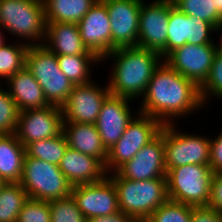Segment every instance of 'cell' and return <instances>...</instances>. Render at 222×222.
Masks as SVG:
<instances>
[{"instance_id": "cell-3", "label": "cell", "mask_w": 222, "mask_h": 222, "mask_svg": "<svg viewBox=\"0 0 222 222\" xmlns=\"http://www.w3.org/2000/svg\"><path fill=\"white\" fill-rule=\"evenodd\" d=\"M117 191L118 208L134 222H145L168 200L166 178L132 181L117 172L107 174Z\"/></svg>"}, {"instance_id": "cell-19", "label": "cell", "mask_w": 222, "mask_h": 222, "mask_svg": "<svg viewBox=\"0 0 222 222\" xmlns=\"http://www.w3.org/2000/svg\"><path fill=\"white\" fill-rule=\"evenodd\" d=\"M59 168L72 186L95 183L107 175L104 165L97 158L69 147L65 150Z\"/></svg>"}, {"instance_id": "cell-26", "label": "cell", "mask_w": 222, "mask_h": 222, "mask_svg": "<svg viewBox=\"0 0 222 222\" xmlns=\"http://www.w3.org/2000/svg\"><path fill=\"white\" fill-rule=\"evenodd\" d=\"M28 195L19 182L5 183L0 191V222H17Z\"/></svg>"}, {"instance_id": "cell-16", "label": "cell", "mask_w": 222, "mask_h": 222, "mask_svg": "<svg viewBox=\"0 0 222 222\" xmlns=\"http://www.w3.org/2000/svg\"><path fill=\"white\" fill-rule=\"evenodd\" d=\"M122 178L143 181L166 178L163 134H159L116 171Z\"/></svg>"}, {"instance_id": "cell-28", "label": "cell", "mask_w": 222, "mask_h": 222, "mask_svg": "<svg viewBox=\"0 0 222 222\" xmlns=\"http://www.w3.org/2000/svg\"><path fill=\"white\" fill-rule=\"evenodd\" d=\"M18 42V43H17ZM15 43L4 44L0 48V81H5L25 66L28 45L20 39Z\"/></svg>"}, {"instance_id": "cell-29", "label": "cell", "mask_w": 222, "mask_h": 222, "mask_svg": "<svg viewBox=\"0 0 222 222\" xmlns=\"http://www.w3.org/2000/svg\"><path fill=\"white\" fill-rule=\"evenodd\" d=\"M188 39V15L175 6L170 10L166 42V56L173 50L185 45Z\"/></svg>"}, {"instance_id": "cell-24", "label": "cell", "mask_w": 222, "mask_h": 222, "mask_svg": "<svg viewBox=\"0 0 222 222\" xmlns=\"http://www.w3.org/2000/svg\"><path fill=\"white\" fill-rule=\"evenodd\" d=\"M47 22L75 23L98 2V0H43Z\"/></svg>"}, {"instance_id": "cell-30", "label": "cell", "mask_w": 222, "mask_h": 222, "mask_svg": "<svg viewBox=\"0 0 222 222\" xmlns=\"http://www.w3.org/2000/svg\"><path fill=\"white\" fill-rule=\"evenodd\" d=\"M172 2L180 12L210 22L214 27L222 22V17L214 9V0H172Z\"/></svg>"}, {"instance_id": "cell-9", "label": "cell", "mask_w": 222, "mask_h": 222, "mask_svg": "<svg viewBox=\"0 0 222 222\" xmlns=\"http://www.w3.org/2000/svg\"><path fill=\"white\" fill-rule=\"evenodd\" d=\"M176 125L167 124L160 129L164 141L166 172L187 164L209 165L210 137L181 132Z\"/></svg>"}, {"instance_id": "cell-18", "label": "cell", "mask_w": 222, "mask_h": 222, "mask_svg": "<svg viewBox=\"0 0 222 222\" xmlns=\"http://www.w3.org/2000/svg\"><path fill=\"white\" fill-rule=\"evenodd\" d=\"M77 25L85 47L103 60L111 52V26L106 5L98 0Z\"/></svg>"}, {"instance_id": "cell-14", "label": "cell", "mask_w": 222, "mask_h": 222, "mask_svg": "<svg viewBox=\"0 0 222 222\" xmlns=\"http://www.w3.org/2000/svg\"><path fill=\"white\" fill-rule=\"evenodd\" d=\"M216 54L214 44H189L171 51L163 61L200 87L208 77Z\"/></svg>"}, {"instance_id": "cell-41", "label": "cell", "mask_w": 222, "mask_h": 222, "mask_svg": "<svg viewBox=\"0 0 222 222\" xmlns=\"http://www.w3.org/2000/svg\"><path fill=\"white\" fill-rule=\"evenodd\" d=\"M221 30H222V22L214 27V32H216V34H217V32L218 33L221 32V34H220L221 36L218 38V39H220V41L216 43L215 40H214L215 50H216V52L222 54V31Z\"/></svg>"}, {"instance_id": "cell-12", "label": "cell", "mask_w": 222, "mask_h": 222, "mask_svg": "<svg viewBox=\"0 0 222 222\" xmlns=\"http://www.w3.org/2000/svg\"><path fill=\"white\" fill-rule=\"evenodd\" d=\"M111 26V52L120 47H138L140 9L143 0H101Z\"/></svg>"}, {"instance_id": "cell-20", "label": "cell", "mask_w": 222, "mask_h": 222, "mask_svg": "<svg viewBox=\"0 0 222 222\" xmlns=\"http://www.w3.org/2000/svg\"><path fill=\"white\" fill-rule=\"evenodd\" d=\"M3 82L7 83L9 94L16 103L19 112L45 108L50 105L40 84L26 66Z\"/></svg>"}, {"instance_id": "cell-6", "label": "cell", "mask_w": 222, "mask_h": 222, "mask_svg": "<svg viewBox=\"0 0 222 222\" xmlns=\"http://www.w3.org/2000/svg\"><path fill=\"white\" fill-rule=\"evenodd\" d=\"M19 183L30 199L43 201L69 197L73 188L59 166L27 154Z\"/></svg>"}, {"instance_id": "cell-17", "label": "cell", "mask_w": 222, "mask_h": 222, "mask_svg": "<svg viewBox=\"0 0 222 222\" xmlns=\"http://www.w3.org/2000/svg\"><path fill=\"white\" fill-rule=\"evenodd\" d=\"M131 102L135 101L110 94L102 104L95 126L106 150L121 138L128 124L135 117L129 106Z\"/></svg>"}, {"instance_id": "cell-11", "label": "cell", "mask_w": 222, "mask_h": 222, "mask_svg": "<svg viewBox=\"0 0 222 222\" xmlns=\"http://www.w3.org/2000/svg\"><path fill=\"white\" fill-rule=\"evenodd\" d=\"M93 81L73 87L61 106L63 123L95 124L105 99L111 94L108 83L98 86Z\"/></svg>"}, {"instance_id": "cell-42", "label": "cell", "mask_w": 222, "mask_h": 222, "mask_svg": "<svg viewBox=\"0 0 222 222\" xmlns=\"http://www.w3.org/2000/svg\"><path fill=\"white\" fill-rule=\"evenodd\" d=\"M214 9L222 17V0H214Z\"/></svg>"}, {"instance_id": "cell-15", "label": "cell", "mask_w": 222, "mask_h": 222, "mask_svg": "<svg viewBox=\"0 0 222 222\" xmlns=\"http://www.w3.org/2000/svg\"><path fill=\"white\" fill-rule=\"evenodd\" d=\"M71 195L86 219L119 212L117 191L107 175L95 183L73 186Z\"/></svg>"}, {"instance_id": "cell-38", "label": "cell", "mask_w": 222, "mask_h": 222, "mask_svg": "<svg viewBox=\"0 0 222 222\" xmlns=\"http://www.w3.org/2000/svg\"><path fill=\"white\" fill-rule=\"evenodd\" d=\"M209 166L213 172L222 171V131L210 138Z\"/></svg>"}, {"instance_id": "cell-8", "label": "cell", "mask_w": 222, "mask_h": 222, "mask_svg": "<svg viewBox=\"0 0 222 222\" xmlns=\"http://www.w3.org/2000/svg\"><path fill=\"white\" fill-rule=\"evenodd\" d=\"M126 127L121 138L107 150L104 165L107 174L116 172L127 161L131 160L138 151L152 141L160 132L162 124L154 117L139 113Z\"/></svg>"}, {"instance_id": "cell-37", "label": "cell", "mask_w": 222, "mask_h": 222, "mask_svg": "<svg viewBox=\"0 0 222 222\" xmlns=\"http://www.w3.org/2000/svg\"><path fill=\"white\" fill-rule=\"evenodd\" d=\"M207 206L222 213V171L213 172Z\"/></svg>"}, {"instance_id": "cell-25", "label": "cell", "mask_w": 222, "mask_h": 222, "mask_svg": "<svg viewBox=\"0 0 222 222\" xmlns=\"http://www.w3.org/2000/svg\"><path fill=\"white\" fill-rule=\"evenodd\" d=\"M62 73L74 84H87L92 80L91 66L100 64L96 55H58L56 56ZM90 66V67H89Z\"/></svg>"}, {"instance_id": "cell-10", "label": "cell", "mask_w": 222, "mask_h": 222, "mask_svg": "<svg viewBox=\"0 0 222 222\" xmlns=\"http://www.w3.org/2000/svg\"><path fill=\"white\" fill-rule=\"evenodd\" d=\"M172 0L142 1L138 32V47L156 51L166 57V42Z\"/></svg>"}, {"instance_id": "cell-31", "label": "cell", "mask_w": 222, "mask_h": 222, "mask_svg": "<svg viewBox=\"0 0 222 222\" xmlns=\"http://www.w3.org/2000/svg\"><path fill=\"white\" fill-rule=\"evenodd\" d=\"M192 206L167 200L145 222H191Z\"/></svg>"}, {"instance_id": "cell-1", "label": "cell", "mask_w": 222, "mask_h": 222, "mask_svg": "<svg viewBox=\"0 0 222 222\" xmlns=\"http://www.w3.org/2000/svg\"><path fill=\"white\" fill-rule=\"evenodd\" d=\"M139 105V113L156 118L162 125L177 123L174 120L205 107L199 87L164 61L154 71Z\"/></svg>"}, {"instance_id": "cell-23", "label": "cell", "mask_w": 222, "mask_h": 222, "mask_svg": "<svg viewBox=\"0 0 222 222\" xmlns=\"http://www.w3.org/2000/svg\"><path fill=\"white\" fill-rule=\"evenodd\" d=\"M26 148L16 134L0 135V175L6 183L20 182Z\"/></svg>"}, {"instance_id": "cell-39", "label": "cell", "mask_w": 222, "mask_h": 222, "mask_svg": "<svg viewBox=\"0 0 222 222\" xmlns=\"http://www.w3.org/2000/svg\"><path fill=\"white\" fill-rule=\"evenodd\" d=\"M191 222H222V213L208 206L192 207Z\"/></svg>"}, {"instance_id": "cell-36", "label": "cell", "mask_w": 222, "mask_h": 222, "mask_svg": "<svg viewBox=\"0 0 222 222\" xmlns=\"http://www.w3.org/2000/svg\"><path fill=\"white\" fill-rule=\"evenodd\" d=\"M214 26L207 21L201 20L196 16L188 15V39L189 44H214L212 38Z\"/></svg>"}, {"instance_id": "cell-32", "label": "cell", "mask_w": 222, "mask_h": 222, "mask_svg": "<svg viewBox=\"0 0 222 222\" xmlns=\"http://www.w3.org/2000/svg\"><path fill=\"white\" fill-rule=\"evenodd\" d=\"M51 222H87L72 195L49 201Z\"/></svg>"}, {"instance_id": "cell-43", "label": "cell", "mask_w": 222, "mask_h": 222, "mask_svg": "<svg viewBox=\"0 0 222 222\" xmlns=\"http://www.w3.org/2000/svg\"><path fill=\"white\" fill-rule=\"evenodd\" d=\"M4 33L5 31L0 28V48L6 43V38L3 36Z\"/></svg>"}, {"instance_id": "cell-5", "label": "cell", "mask_w": 222, "mask_h": 222, "mask_svg": "<svg viewBox=\"0 0 222 222\" xmlns=\"http://www.w3.org/2000/svg\"><path fill=\"white\" fill-rule=\"evenodd\" d=\"M25 66L40 84L48 103L61 107L75 85L62 73L55 53L43 44L29 46Z\"/></svg>"}, {"instance_id": "cell-7", "label": "cell", "mask_w": 222, "mask_h": 222, "mask_svg": "<svg viewBox=\"0 0 222 222\" xmlns=\"http://www.w3.org/2000/svg\"><path fill=\"white\" fill-rule=\"evenodd\" d=\"M213 171L209 165L187 164L166 172L168 200L192 207L207 206Z\"/></svg>"}, {"instance_id": "cell-2", "label": "cell", "mask_w": 222, "mask_h": 222, "mask_svg": "<svg viewBox=\"0 0 222 222\" xmlns=\"http://www.w3.org/2000/svg\"><path fill=\"white\" fill-rule=\"evenodd\" d=\"M109 58L113 61L108 77L110 93L131 100H138L144 95L154 71L163 62L156 51L140 47L116 48L102 62Z\"/></svg>"}, {"instance_id": "cell-35", "label": "cell", "mask_w": 222, "mask_h": 222, "mask_svg": "<svg viewBox=\"0 0 222 222\" xmlns=\"http://www.w3.org/2000/svg\"><path fill=\"white\" fill-rule=\"evenodd\" d=\"M17 222H51L49 201L28 198L18 214Z\"/></svg>"}, {"instance_id": "cell-13", "label": "cell", "mask_w": 222, "mask_h": 222, "mask_svg": "<svg viewBox=\"0 0 222 222\" xmlns=\"http://www.w3.org/2000/svg\"><path fill=\"white\" fill-rule=\"evenodd\" d=\"M62 131V109L59 106L49 105L45 108L19 112L15 134L26 148L32 142L53 138Z\"/></svg>"}, {"instance_id": "cell-27", "label": "cell", "mask_w": 222, "mask_h": 222, "mask_svg": "<svg viewBox=\"0 0 222 222\" xmlns=\"http://www.w3.org/2000/svg\"><path fill=\"white\" fill-rule=\"evenodd\" d=\"M68 148V142L63 131L50 139H42L30 143L26 147V154L42 161L59 166L61 159Z\"/></svg>"}, {"instance_id": "cell-4", "label": "cell", "mask_w": 222, "mask_h": 222, "mask_svg": "<svg viewBox=\"0 0 222 222\" xmlns=\"http://www.w3.org/2000/svg\"><path fill=\"white\" fill-rule=\"evenodd\" d=\"M46 24L43 0H0V28L22 43L44 44Z\"/></svg>"}, {"instance_id": "cell-44", "label": "cell", "mask_w": 222, "mask_h": 222, "mask_svg": "<svg viewBox=\"0 0 222 222\" xmlns=\"http://www.w3.org/2000/svg\"><path fill=\"white\" fill-rule=\"evenodd\" d=\"M5 183L6 182L4 180L0 179V191H1L2 187L5 185Z\"/></svg>"}, {"instance_id": "cell-22", "label": "cell", "mask_w": 222, "mask_h": 222, "mask_svg": "<svg viewBox=\"0 0 222 222\" xmlns=\"http://www.w3.org/2000/svg\"><path fill=\"white\" fill-rule=\"evenodd\" d=\"M63 133L69 148L93 156L105 165L107 150L95 124L63 123Z\"/></svg>"}, {"instance_id": "cell-34", "label": "cell", "mask_w": 222, "mask_h": 222, "mask_svg": "<svg viewBox=\"0 0 222 222\" xmlns=\"http://www.w3.org/2000/svg\"><path fill=\"white\" fill-rule=\"evenodd\" d=\"M1 88L2 86L0 87V135L14 134L17 130L19 110L6 86Z\"/></svg>"}, {"instance_id": "cell-33", "label": "cell", "mask_w": 222, "mask_h": 222, "mask_svg": "<svg viewBox=\"0 0 222 222\" xmlns=\"http://www.w3.org/2000/svg\"><path fill=\"white\" fill-rule=\"evenodd\" d=\"M201 100L206 106L210 98L222 100V54L216 52L208 77L199 87Z\"/></svg>"}, {"instance_id": "cell-21", "label": "cell", "mask_w": 222, "mask_h": 222, "mask_svg": "<svg viewBox=\"0 0 222 222\" xmlns=\"http://www.w3.org/2000/svg\"><path fill=\"white\" fill-rule=\"evenodd\" d=\"M58 55H95L85 47L75 23L47 22L44 44Z\"/></svg>"}, {"instance_id": "cell-40", "label": "cell", "mask_w": 222, "mask_h": 222, "mask_svg": "<svg viewBox=\"0 0 222 222\" xmlns=\"http://www.w3.org/2000/svg\"><path fill=\"white\" fill-rule=\"evenodd\" d=\"M87 222H134L130 217L119 211L113 215H105L87 219Z\"/></svg>"}]
</instances>
